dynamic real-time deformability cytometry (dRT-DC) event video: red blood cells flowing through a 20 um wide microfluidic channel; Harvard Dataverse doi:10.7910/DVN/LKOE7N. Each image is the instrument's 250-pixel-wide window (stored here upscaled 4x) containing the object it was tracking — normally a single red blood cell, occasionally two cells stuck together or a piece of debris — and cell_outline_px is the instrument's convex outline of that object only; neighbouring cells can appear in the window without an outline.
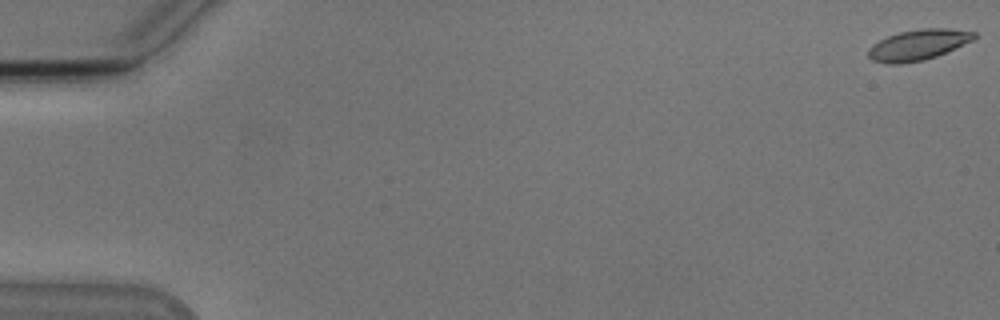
{"species": "Egyptian fruit bat (a non-hibernating species)", "species_latin": "Rousettus aegyptiacus", "temperature_condition": "cold", "stored_images_in_passage": 55, "camera_frame_rate_fps": 3000, "um_per_image_px": 0.085, "animal": {"sex": "male"}, "frame": {"image": 1, "passage_image": 1, "time_ms": 0.0, "image_size_px": [1000, 320], "cell_outline_px": [[976, 36], [972, 40], [936, 56], [924, 60], [896, 64], [888, 64], [872, 60], [868, 56], [868, 48], [872, 44], [888, 36], [900, 32], [920, 28], [948, 28], [976, 32]], "centroid_in_image_um": [78.01, 3.8], "position_along_channel_um": 7.0, "area_um2": 18.73}}
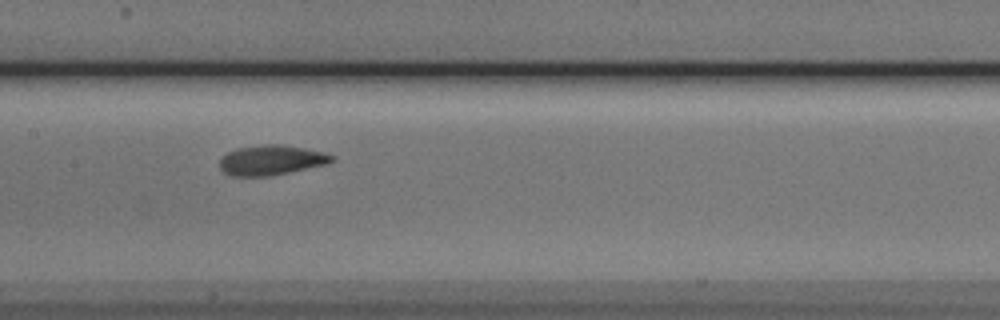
{"frame": {"image": 2, "passage_image": 28, "time_ms": 9.0, "image_size_px": [1000, 320], "cell_outline_px": [[332, 160], [328, 164], [268, 176], [232, 176], [224, 172], [220, 168], [220, 160], [228, 152], [236, 148], [264, 144], [284, 144], [324, 152], [332, 156]], "centroid_in_image_um": [23.04, 13.6], "position_along_channel_um": 184.4, "area_um2": 19.42}}
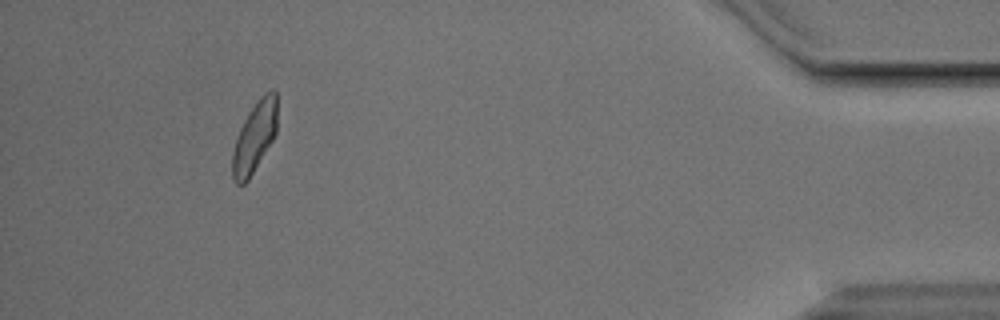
{"frame": {"image": 3, "passage_image": 51, "time_ms": 16.667, "image_size_px": [1000, 320], "cell_outline_px": [[276, 132], [272, 140], [248, 180], [244, 184], [236, 184], [232, 176], [232, 152], [240, 128], [248, 112], [260, 96], [264, 92], [272, 88], [276, 92]], "centroid_in_image_um": [21.63, 11.63], "position_along_channel_um": 413.6, "area_um2": 18.21}, "authors_computed_cell_mechanics": {"area_um2": 19.0162, "velocity_mm_per_s": 3.7993, "shape_relaxation_time_tau1_ms": 2.7819, "shape_relaxation_time_tau2_ms": 1.4514, "deformation_change_tau1": 0.1395, "deformation_change_tau2": 0.072}}